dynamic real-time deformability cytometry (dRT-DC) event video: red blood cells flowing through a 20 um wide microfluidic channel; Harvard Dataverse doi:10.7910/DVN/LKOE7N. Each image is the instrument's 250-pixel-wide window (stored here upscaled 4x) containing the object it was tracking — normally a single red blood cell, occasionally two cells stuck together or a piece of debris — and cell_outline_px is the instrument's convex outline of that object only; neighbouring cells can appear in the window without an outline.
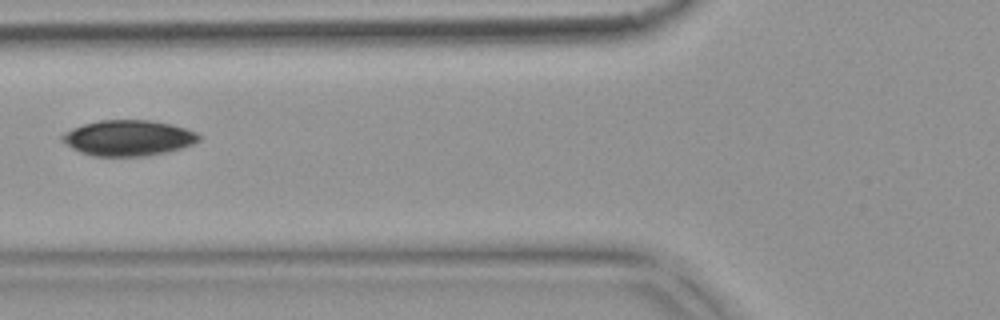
{"species": "common noctule bat (a hibernating species)", "species_latin": "Nyctalus noctula", "temperature_condition": "warm", "stored_images_in_passage": 2, "camera_frame_rate_fps": 3000, "um_per_image_px": 0.085, "animal": {"sex": "female", "body_mass_g": 18.4}, "frame": {"image": 1, "passage_image": 2, "time_ms": 0.333, "image_size_px": [1000, 320], "cell_outline_px": [[200, 140], [192, 144], [168, 152], [144, 156], [92, 156], [80, 152], [72, 148], [60, 140], [60, 136], [64, 132], [72, 128], [84, 124], [100, 120], [148, 120], [172, 124], [196, 132], [200, 136]], "centroid_in_image_um": [10.87, 11.73], "position_along_channel_um": 114.9, "area_um2": 28.44}}